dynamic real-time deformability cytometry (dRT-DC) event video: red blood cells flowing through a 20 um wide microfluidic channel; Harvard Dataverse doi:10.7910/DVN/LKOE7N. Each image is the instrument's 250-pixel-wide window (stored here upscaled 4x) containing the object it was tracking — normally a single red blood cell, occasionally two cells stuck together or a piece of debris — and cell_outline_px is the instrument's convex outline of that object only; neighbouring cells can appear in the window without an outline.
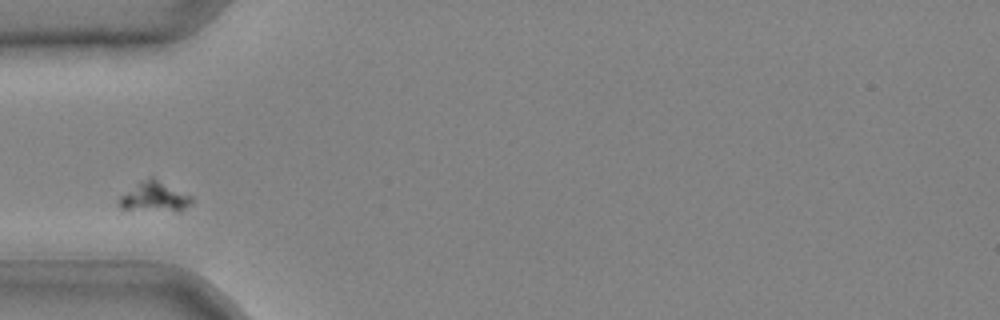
{"species": "common noctule bat (a hibernating species)", "species_latin": "Nyctalus noctula", "temperature_condition": "cold", "stored_images_in_passage": 31, "camera_frame_rate_fps": 3000, "um_per_image_px": 0.085, "animal": {"sex": "male", "body_mass_g": 20.4}, "frame": {"image": 1, "passage_image": 1, "time_ms": 0.0, "image_size_px": [1000, 320], "cell_outline_px": [[192, 204], [180, 212], [176, 212], [120, 208], [120, 196], [140, 180], [148, 176], [152, 176], [192, 196]], "centroid_in_image_um": [13.18, 16.72], "position_along_channel_um": 71.8, "area_um2": 12.83}}
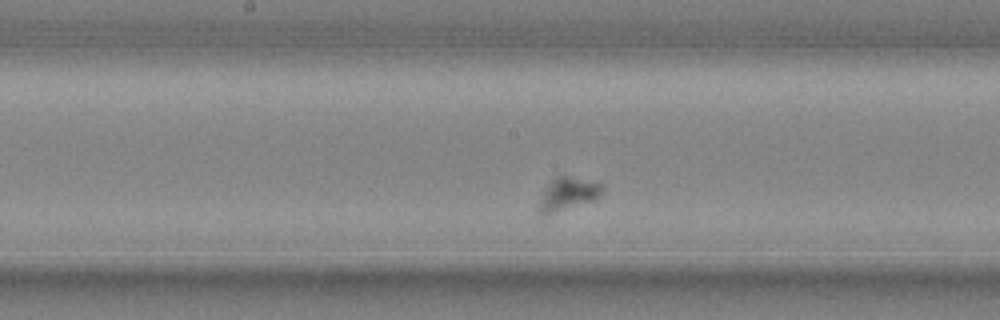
{"frame": {"image": 2, "passage_image": 10, "time_ms": 3.0, "image_size_px": [1000, 320], "cell_outline_px": [[604, 188], [600, 196], [596, 200], [544, 216], [540, 216], [536, 208], [548, 184], [556, 176], [568, 176], [600, 180], [604, 184]], "centroid_in_image_um": [48.33, 16.48], "position_along_channel_um": 199.9, "area_um2": 12.72}}
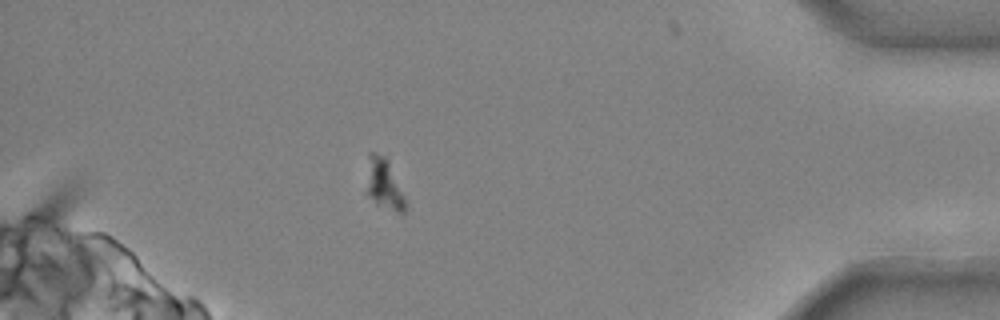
{"frame": {"image": 3, "passage_image": 27, "time_ms": 8.667, "image_size_px": [1000, 320], "cell_outline_px": [[408, 208], [404, 212], [396, 212], [376, 204], [368, 192], [368, 152], [376, 152], [384, 156], [388, 160], [408, 204]], "centroid_in_image_um": [32.7, 15.66], "position_along_channel_um": 402.5, "area_um2": 11.27}}